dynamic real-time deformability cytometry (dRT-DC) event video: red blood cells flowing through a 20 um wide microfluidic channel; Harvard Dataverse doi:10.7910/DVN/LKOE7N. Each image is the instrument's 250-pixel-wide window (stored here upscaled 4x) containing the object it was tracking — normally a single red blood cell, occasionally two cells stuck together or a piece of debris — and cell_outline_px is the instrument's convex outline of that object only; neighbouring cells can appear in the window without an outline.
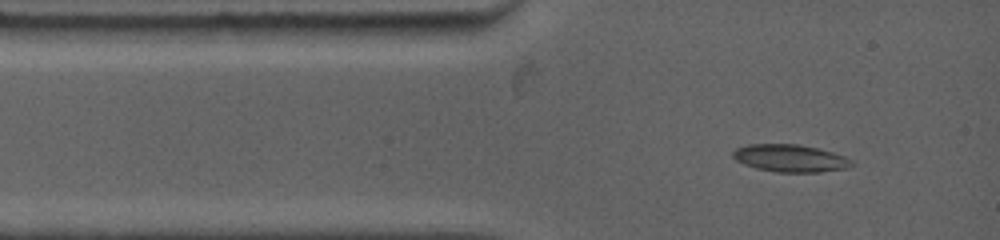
{"species": "common noctule bat (a hibernating species)", "species_latin": "Nyctalus noctula", "temperature_condition": "warm", "stored_images_in_passage": 33, "camera_frame_rate_fps": 4500, "um_per_image_px": 0.085, "animal": {"sex": "female", "body_mass_g": 19.0, "forearm_length_mm": 53.3}, "frame": {"image": 1, "passage_image": 1, "time_ms": 0.0, "image_size_px": [1000, 240], "cell_outline_px": [[852, 164], [848, 168], [820, 172], [776, 172], [756, 168], [744, 164], [736, 160], [732, 156], [732, 152], [736, 148], [748, 144], [800, 144], [820, 148], [844, 156], [852, 160]], "centroid_in_image_um": [67.16, 13.44], "position_along_channel_um": 17.8, "area_um2": 19.07}}
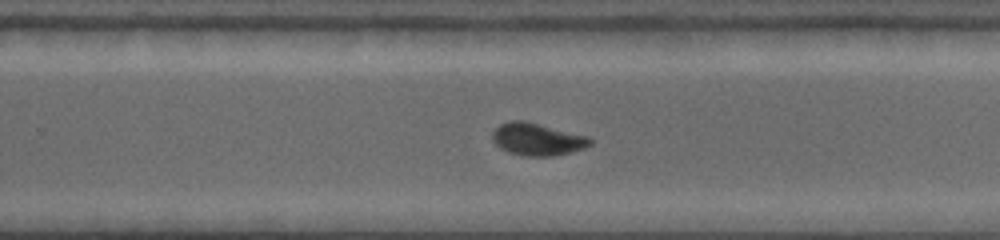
{"frame": {"image": 2, "passage_image": 19, "time_ms": 7.556, "image_size_px": [1000, 240], "cell_outline_px": [[592, 144], [584, 148], [572, 152], [552, 156], [524, 156], [508, 152], [500, 148], [492, 140], [492, 132], [500, 124], [512, 120], [524, 120], [588, 136], [592, 140]], "centroid_in_image_um": [45.66, 11.84], "position_along_channel_um": 284.1, "area_um2": 18.5}}
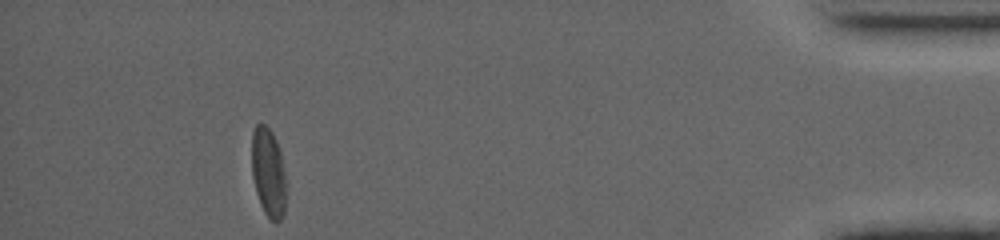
{"frame": {"image": 3, "passage_image": 33, "time_ms": 13.111, "image_size_px": [1000, 240], "cell_outline_px": [[288, 184], [284, 212], [280, 220], [272, 220], [264, 212], [260, 204], [256, 192], [252, 176], [252, 132], [256, 124], [264, 124], [272, 132], [276, 140], [280, 152]], "centroid_in_image_um": [22.83, 14.67], "position_along_channel_um": 412.4, "area_um2": 18.09}, "authors_computed_cell_mechanics": {"area_um2": 18.1492, "velocity_mm_per_s": 3.7866, "shape_relaxation_time_tau1_ms": 4.0162, "shape_relaxation_time_tau2_ms": 9.7138, "deformation_change_tau1": 0.1552, "deformation_change_tau2": 0.0874}}